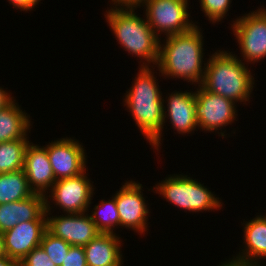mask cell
<instances>
[{"mask_svg": "<svg viewBox=\"0 0 266 266\" xmlns=\"http://www.w3.org/2000/svg\"><path fill=\"white\" fill-rule=\"evenodd\" d=\"M28 139H18L0 143V173L18 171L24 168Z\"/></svg>", "mask_w": 266, "mask_h": 266, "instance_id": "obj_21", "label": "cell"}, {"mask_svg": "<svg viewBox=\"0 0 266 266\" xmlns=\"http://www.w3.org/2000/svg\"><path fill=\"white\" fill-rule=\"evenodd\" d=\"M244 249L233 259L226 261L228 266H260V259L266 258V216L258 215L245 222ZM259 260V261H258ZM259 263V264H258Z\"/></svg>", "mask_w": 266, "mask_h": 266, "instance_id": "obj_15", "label": "cell"}, {"mask_svg": "<svg viewBox=\"0 0 266 266\" xmlns=\"http://www.w3.org/2000/svg\"><path fill=\"white\" fill-rule=\"evenodd\" d=\"M10 94L0 87V109L6 107L14 100V97H11Z\"/></svg>", "mask_w": 266, "mask_h": 266, "instance_id": "obj_27", "label": "cell"}, {"mask_svg": "<svg viewBox=\"0 0 266 266\" xmlns=\"http://www.w3.org/2000/svg\"><path fill=\"white\" fill-rule=\"evenodd\" d=\"M40 245L55 266H62L71 245L61 238L55 237L47 230L44 232Z\"/></svg>", "mask_w": 266, "mask_h": 266, "instance_id": "obj_23", "label": "cell"}, {"mask_svg": "<svg viewBox=\"0 0 266 266\" xmlns=\"http://www.w3.org/2000/svg\"><path fill=\"white\" fill-rule=\"evenodd\" d=\"M164 44L159 42L157 68L161 75L181 78L184 81L201 85L206 63H203V36L195 25L191 30L165 37ZM163 45V46H162ZM204 64V66H202ZM204 67V68H203Z\"/></svg>", "mask_w": 266, "mask_h": 266, "instance_id": "obj_2", "label": "cell"}, {"mask_svg": "<svg viewBox=\"0 0 266 266\" xmlns=\"http://www.w3.org/2000/svg\"><path fill=\"white\" fill-rule=\"evenodd\" d=\"M5 249H4V236L3 233L0 232V257H5Z\"/></svg>", "mask_w": 266, "mask_h": 266, "instance_id": "obj_32", "label": "cell"}, {"mask_svg": "<svg viewBox=\"0 0 266 266\" xmlns=\"http://www.w3.org/2000/svg\"><path fill=\"white\" fill-rule=\"evenodd\" d=\"M142 188L140 183L132 180L126 181L120 190L113 195L116 199L120 226L141 234L147 230V215L149 213Z\"/></svg>", "mask_w": 266, "mask_h": 266, "instance_id": "obj_11", "label": "cell"}, {"mask_svg": "<svg viewBox=\"0 0 266 266\" xmlns=\"http://www.w3.org/2000/svg\"><path fill=\"white\" fill-rule=\"evenodd\" d=\"M201 2L202 11L205 17L212 24L223 20L228 10L230 9L231 0H199Z\"/></svg>", "mask_w": 266, "mask_h": 266, "instance_id": "obj_24", "label": "cell"}, {"mask_svg": "<svg viewBox=\"0 0 266 266\" xmlns=\"http://www.w3.org/2000/svg\"><path fill=\"white\" fill-rule=\"evenodd\" d=\"M82 174L57 180L49 191L53 204L59 206L67 214L86 213L93 197V184Z\"/></svg>", "mask_w": 266, "mask_h": 266, "instance_id": "obj_10", "label": "cell"}, {"mask_svg": "<svg viewBox=\"0 0 266 266\" xmlns=\"http://www.w3.org/2000/svg\"><path fill=\"white\" fill-rule=\"evenodd\" d=\"M153 188L168 202L193 213L221 209L223 205L219 197L188 175H168Z\"/></svg>", "mask_w": 266, "mask_h": 266, "instance_id": "obj_5", "label": "cell"}, {"mask_svg": "<svg viewBox=\"0 0 266 266\" xmlns=\"http://www.w3.org/2000/svg\"><path fill=\"white\" fill-rule=\"evenodd\" d=\"M120 237L116 233H100L83 246L87 266H122Z\"/></svg>", "mask_w": 266, "mask_h": 266, "instance_id": "obj_18", "label": "cell"}, {"mask_svg": "<svg viewBox=\"0 0 266 266\" xmlns=\"http://www.w3.org/2000/svg\"><path fill=\"white\" fill-rule=\"evenodd\" d=\"M232 52L217 50L206 62L201 86L234 102L249 101L254 77L245 62Z\"/></svg>", "mask_w": 266, "mask_h": 266, "instance_id": "obj_4", "label": "cell"}, {"mask_svg": "<svg viewBox=\"0 0 266 266\" xmlns=\"http://www.w3.org/2000/svg\"><path fill=\"white\" fill-rule=\"evenodd\" d=\"M189 0H140L136 5L145 7V19L159 37L175 35L191 30L195 23L190 22L187 10ZM160 32V33H159Z\"/></svg>", "mask_w": 266, "mask_h": 266, "instance_id": "obj_6", "label": "cell"}, {"mask_svg": "<svg viewBox=\"0 0 266 266\" xmlns=\"http://www.w3.org/2000/svg\"><path fill=\"white\" fill-rule=\"evenodd\" d=\"M25 221H46L45 196L34 193L27 199L0 204V232Z\"/></svg>", "mask_w": 266, "mask_h": 266, "instance_id": "obj_16", "label": "cell"}, {"mask_svg": "<svg viewBox=\"0 0 266 266\" xmlns=\"http://www.w3.org/2000/svg\"><path fill=\"white\" fill-rule=\"evenodd\" d=\"M234 37L237 39L243 60L255 62L266 57V9L252 11L232 22Z\"/></svg>", "mask_w": 266, "mask_h": 266, "instance_id": "obj_7", "label": "cell"}, {"mask_svg": "<svg viewBox=\"0 0 266 266\" xmlns=\"http://www.w3.org/2000/svg\"><path fill=\"white\" fill-rule=\"evenodd\" d=\"M19 266H55L42 246H38L28 253L19 263Z\"/></svg>", "mask_w": 266, "mask_h": 266, "instance_id": "obj_25", "label": "cell"}, {"mask_svg": "<svg viewBox=\"0 0 266 266\" xmlns=\"http://www.w3.org/2000/svg\"><path fill=\"white\" fill-rule=\"evenodd\" d=\"M140 0H111L113 4H137Z\"/></svg>", "mask_w": 266, "mask_h": 266, "instance_id": "obj_31", "label": "cell"}, {"mask_svg": "<svg viewBox=\"0 0 266 266\" xmlns=\"http://www.w3.org/2000/svg\"><path fill=\"white\" fill-rule=\"evenodd\" d=\"M219 266V265H218ZM220 266H228V265H226L225 263H222V265H220Z\"/></svg>", "mask_w": 266, "mask_h": 266, "instance_id": "obj_33", "label": "cell"}, {"mask_svg": "<svg viewBox=\"0 0 266 266\" xmlns=\"http://www.w3.org/2000/svg\"><path fill=\"white\" fill-rule=\"evenodd\" d=\"M174 92L169 94L166 100L168 103L167 109L164 106V123L169 118L170 124H172L178 134H190L192 131L194 133L198 127L195 117V91L188 92L186 90L181 92L180 90L179 92Z\"/></svg>", "mask_w": 266, "mask_h": 266, "instance_id": "obj_17", "label": "cell"}, {"mask_svg": "<svg viewBox=\"0 0 266 266\" xmlns=\"http://www.w3.org/2000/svg\"><path fill=\"white\" fill-rule=\"evenodd\" d=\"M13 100L9 105L0 109V143L18 139H28L31 122L30 115L22 111Z\"/></svg>", "mask_w": 266, "mask_h": 266, "instance_id": "obj_19", "label": "cell"}, {"mask_svg": "<svg viewBox=\"0 0 266 266\" xmlns=\"http://www.w3.org/2000/svg\"><path fill=\"white\" fill-rule=\"evenodd\" d=\"M33 194L23 169L0 173V204L27 199Z\"/></svg>", "mask_w": 266, "mask_h": 266, "instance_id": "obj_20", "label": "cell"}, {"mask_svg": "<svg viewBox=\"0 0 266 266\" xmlns=\"http://www.w3.org/2000/svg\"><path fill=\"white\" fill-rule=\"evenodd\" d=\"M75 140L68 137L61 138L49 142L45 147L56 181L75 177L86 171L85 149Z\"/></svg>", "mask_w": 266, "mask_h": 266, "instance_id": "obj_12", "label": "cell"}, {"mask_svg": "<svg viewBox=\"0 0 266 266\" xmlns=\"http://www.w3.org/2000/svg\"><path fill=\"white\" fill-rule=\"evenodd\" d=\"M8 1L16 9H21L20 11H23V0H8Z\"/></svg>", "mask_w": 266, "mask_h": 266, "instance_id": "obj_30", "label": "cell"}, {"mask_svg": "<svg viewBox=\"0 0 266 266\" xmlns=\"http://www.w3.org/2000/svg\"><path fill=\"white\" fill-rule=\"evenodd\" d=\"M41 0H23V11H31Z\"/></svg>", "mask_w": 266, "mask_h": 266, "instance_id": "obj_28", "label": "cell"}, {"mask_svg": "<svg viewBox=\"0 0 266 266\" xmlns=\"http://www.w3.org/2000/svg\"><path fill=\"white\" fill-rule=\"evenodd\" d=\"M0 266H19V263L9 257H0Z\"/></svg>", "mask_w": 266, "mask_h": 266, "instance_id": "obj_29", "label": "cell"}, {"mask_svg": "<svg viewBox=\"0 0 266 266\" xmlns=\"http://www.w3.org/2000/svg\"><path fill=\"white\" fill-rule=\"evenodd\" d=\"M62 266H87L83 246H71Z\"/></svg>", "mask_w": 266, "mask_h": 266, "instance_id": "obj_26", "label": "cell"}, {"mask_svg": "<svg viewBox=\"0 0 266 266\" xmlns=\"http://www.w3.org/2000/svg\"><path fill=\"white\" fill-rule=\"evenodd\" d=\"M90 218L96 224L97 229L101 233H115L113 230L115 226H120V217L116 206V199L112 197V200L101 202L95 205Z\"/></svg>", "mask_w": 266, "mask_h": 266, "instance_id": "obj_22", "label": "cell"}, {"mask_svg": "<svg viewBox=\"0 0 266 266\" xmlns=\"http://www.w3.org/2000/svg\"><path fill=\"white\" fill-rule=\"evenodd\" d=\"M45 196L46 229L55 237L61 238L71 246H85L101 232L86 213L50 216L51 204Z\"/></svg>", "mask_w": 266, "mask_h": 266, "instance_id": "obj_9", "label": "cell"}, {"mask_svg": "<svg viewBox=\"0 0 266 266\" xmlns=\"http://www.w3.org/2000/svg\"><path fill=\"white\" fill-rule=\"evenodd\" d=\"M114 6L106 10L105 17L112 32L114 31L116 40L125 51L146 61H143L141 66L153 68L158 62L161 37L155 34L147 19L136 15V4L115 3ZM151 62L152 66L149 65Z\"/></svg>", "mask_w": 266, "mask_h": 266, "instance_id": "obj_3", "label": "cell"}, {"mask_svg": "<svg viewBox=\"0 0 266 266\" xmlns=\"http://www.w3.org/2000/svg\"><path fill=\"white\" fill-rule=\"evenodd\" d=\"M23 170L27 177L29 188L34 193L48 197L47 190L50 191L56 179L50 164L47 149L44 146L41 147L32 142L28 144L25 152Z\"/></svg>", "mask_w": 266, "mask_h": 266, "instance_id": "obj_14", "label": "cell"}, {"mask_svg": "<svg viewBox=\"0 0 266 266\" xmlns=\"http://www.w3.org/2000/svg\"><path fill=\"white\" fill-rule=\"evenodd\" d=\"M195 117L198 129L214 132L236 119V103L226 97L205 90L201 85L195 91Z\"/></svg>", "mask_w": 266, "mask_h": 266, "instance_id": "obj_8", "label": "cell"}, {"mask_svg": "<svg viewBox=\"0 0 266 266\" xmlns=\"http://www.w3.org/2000/svg\"><path fill=\"white\" fill-rule=\"evenodd\" d=\"M152 70L149 66L139 68V73L123 100L142 135L158 152L161 146L162 129L165 125L164 104L166 101L162 97V92L158 88V79Z\"/></svg>", "mask_w": 266, "mask_h": 266, "instance_id": "obj_1", "label": "cell"}, {"mask_svg": "<svg viewBox=\"0 0 266 266\" xmlns=\"http://www.w3.org/2000/svg\"><path fill=\"white\" fill-rule=\"evenodd\" d=\"M46 221H25L3 233L6 256L18 263L40 246Z\"/></svg>", "mask_w": 266, "mask_h": 266, "instance_id": "obj_13", "label": "cell"}]
</instances>
